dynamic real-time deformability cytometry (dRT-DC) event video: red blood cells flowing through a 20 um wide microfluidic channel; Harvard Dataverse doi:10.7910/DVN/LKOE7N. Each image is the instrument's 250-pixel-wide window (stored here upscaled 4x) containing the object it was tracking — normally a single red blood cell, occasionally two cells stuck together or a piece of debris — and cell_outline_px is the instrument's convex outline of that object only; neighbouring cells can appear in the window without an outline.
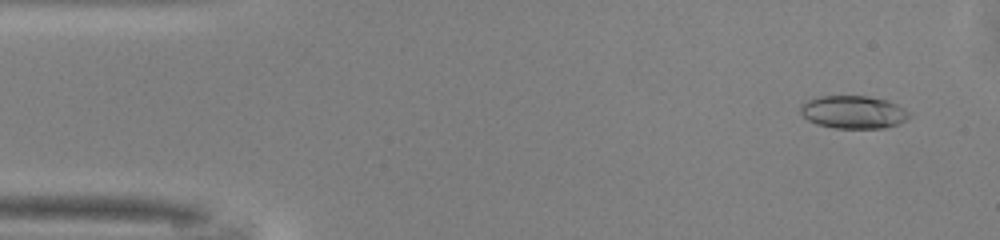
{"species": "common noctule bat (a hibernating species)", "species_latin": "Nyctalus noctula", "temperature_condition": "warm", "stored_images_in_passage": 47, "camera_frame_rate_fps": 3000, "um_per_image_px": 0.085, "animal": {"sex": "male", "body_mass_g": 13.0, "forearm_length_mm": 53.1}, "frame": {"image": 1, "passage_image": 1, "time_ms": 0.0, "image_size_px": [1000, 240], "cell_outline_px": [[912, 116], [908, 120], [884, 128], [832, 128], [816, 124], [808, 120], [800, 112], [800, 104], [808, 100], [820, 96], [868, 96], [888, 100], [912, 112]], "centroid_in_image_um": [72.57, 9.53], "position_along_channel_um": 12.4, "area_um2": 21.1}}
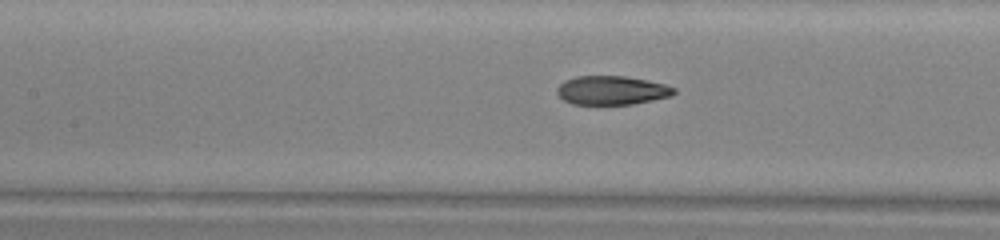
{"frame": {"image": 2, "passage_image": 19, "time_ms": 6.0, "image_size_px": [1000, 240], "cell_outline_px": [[676, 92], [672, 96], [632, 104], [572, 104], [564, 100], [556, 92], [556, 88], [564, 80], [576, 76], [624, 76], [648, 80], [664, 84], [676, 88]], "centroid_in_image_um": [52.0, 7.67], "position_along_channel_um": 155.4, "area_um2": 19.71}}
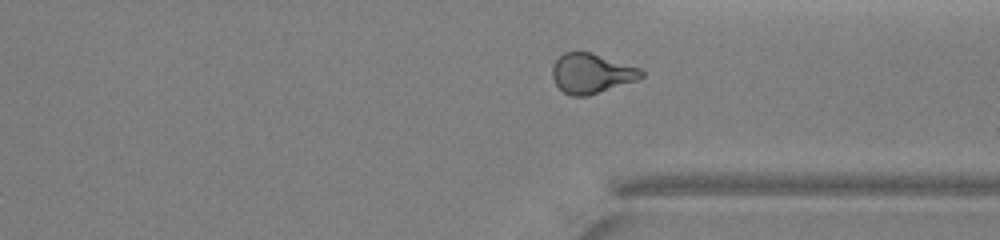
{"frame": {"image": 3, "passage_image": 34, "time_ms": 11.0, "image_size_px": [1000, 240], "cell_outline_px": [[644, 76], [636, 80], [588, 96], [572, 96], [564, 92], [556, 84], [552, 76], [552, 68], [556, 60], [564, 52], [592, 52], [640, 68], [644, 72]], "centroid_in_image_um": [50.28, 6.23], "position_along_channel_um": 361.1, "area_um2": 20.52}, "authors_computed_cell_mechanics": {"area_um2": 20.519, "velocity_mm_per_s": 4.1247, "shape_relaxation_time_tau1_ms": 4.8709, "shape_relaxation_time_tau2_ms": 1.4335, "deformation_change_tau1": 0.201, "deformation_change_tau2": 0.0832}}